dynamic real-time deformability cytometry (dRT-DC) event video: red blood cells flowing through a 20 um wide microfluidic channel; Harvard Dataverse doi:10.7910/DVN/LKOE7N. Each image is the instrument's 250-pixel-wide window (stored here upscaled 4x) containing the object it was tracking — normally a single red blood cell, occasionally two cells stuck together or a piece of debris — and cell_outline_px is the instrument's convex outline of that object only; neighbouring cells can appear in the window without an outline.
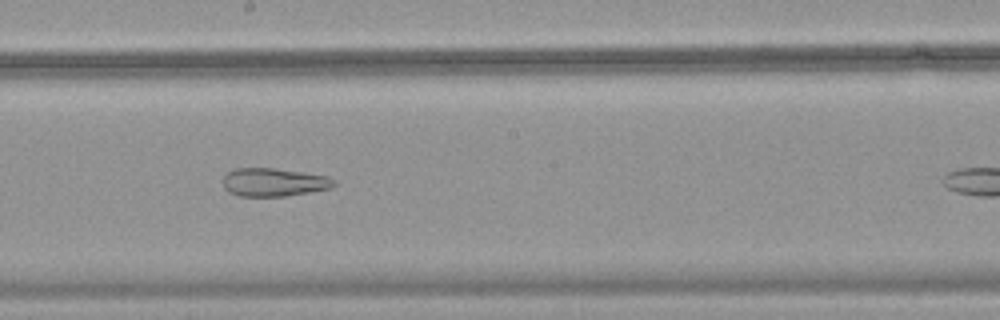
{"species": "common noctule bat (a hibernating species)", "species_latin": "Nyctalus noctula", "temperature_condition": "warm", "stored_images_in_passage": 32, "camera_frame_rate_fps": 3000, "um_per_image_px": 0.085, "animal": {"sex": "female", "body_mass_g": 18.4}, "frame": {"image": 1, "passage_image": 19, "time_ms": 6.0, "image_size_px": [1000, 320], "cell_outline_px": [[336, 184], [332, 188], [284, 196], [240, 196], [228, 192], [224, 188], [224, 176], [228, 172], [236, 168], [276, 168], [328, 176], [336, 180]], "centroid_in_image_um": [23.29, 15.48], "position_along_channel_um": 224.9, "area_um2": 18.26}}